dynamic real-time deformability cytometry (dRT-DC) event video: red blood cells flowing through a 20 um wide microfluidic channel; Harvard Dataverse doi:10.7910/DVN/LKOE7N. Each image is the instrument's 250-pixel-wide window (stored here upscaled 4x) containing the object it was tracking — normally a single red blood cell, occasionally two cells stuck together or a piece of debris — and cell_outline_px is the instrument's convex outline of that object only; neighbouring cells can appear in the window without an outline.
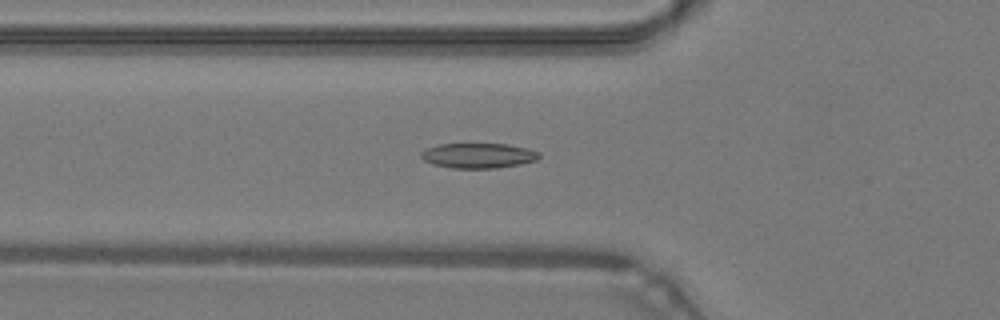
{"species": "common noctule bat (a hibernating species)", "species_latin": "Nyctalus noctula", "temperature_condition": "warm", "stored_images_in_passage": 21, "camera_frame_rate_fps": 3000, "um_per_image_px": 0.085, "animal": {"sex": "male", "body_mass_g": 19.2, "forearm_length_mm": 51.8}, "frame": {"image": 1, "passage_image": 2, "time_ms": 0.333, "image_size_px": [1000, 320], "cell_outline_px": [[540, 156], [536, 160], [520, 164], [496, 168], [452, 168], [432, 164], [424, 160], [420, 156], [420, 152], [436, 144], [508, 144], [528, 148], [540, 152]], "centroid_in_image_um": [40.65, 13.22], "position_along_channel_um": 85.1, "area_um2": 17.28}}
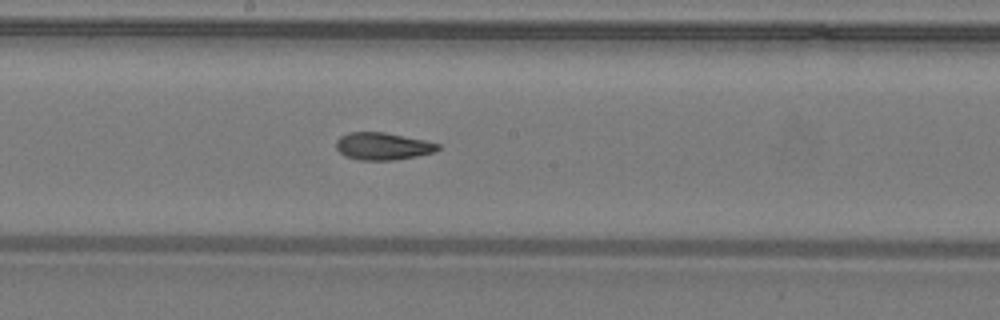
{"frame": {"image": 2, "passage_image": 11, "time_ms": 3.333, "image_size_px": [1000, 320], "cell_outline_px": [[440, 148], [436, 152], [396, 160], [360, 160], [344, 156], [336, 148], [336, 140], [340, 136], [348, 132], [384, 132], [424, 140], [440, 144]], "centroid_in_image_um": [32.53, 12.43], "position_along_channel_um": 215.7, "area_um2": 16.3}}
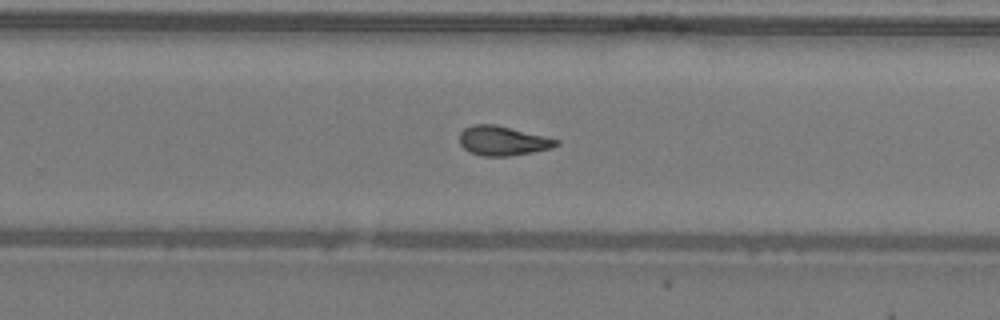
{"frame": {"image": 3, "passage_image": 16, "time_ms": 5.0, "image_size_px": [1000, 320], "cell_outline_px": [[560, 144], [552, 148], [532, 152], [508, 156], [480, 156], [468, 152], [460, 144], [460, 132], [464, 128], [472, 124], [496, 124], [560, 140]], "centroid_in_image_um": [42.71, 11.97], "position_along_channel_um": 287.1, "area_um2": 16.7}}